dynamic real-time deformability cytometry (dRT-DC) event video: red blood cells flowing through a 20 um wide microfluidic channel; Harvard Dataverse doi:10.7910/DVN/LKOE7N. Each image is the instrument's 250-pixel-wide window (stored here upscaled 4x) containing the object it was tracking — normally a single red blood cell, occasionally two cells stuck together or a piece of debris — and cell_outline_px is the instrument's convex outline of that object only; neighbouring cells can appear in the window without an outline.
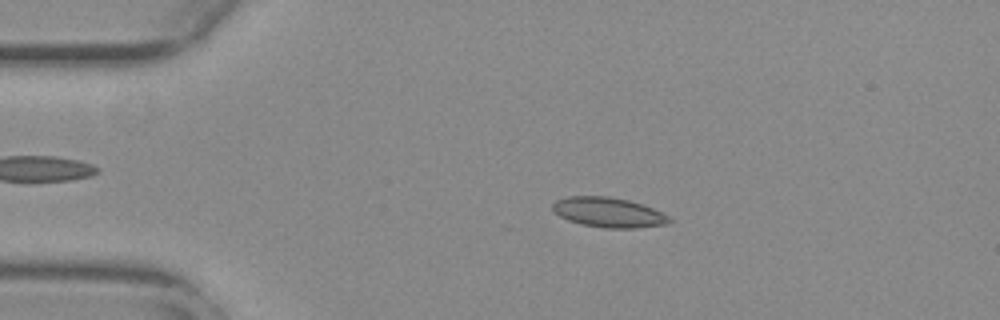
{"species": "common noctule bat (a hibernating species)", "species_latin": "Nyctalus noctula", "temperature_condition": "warm", "stored_images_in_passage": 54, "camera_frame_rate_fps": 3000, "um_per_image_px": 0.085, "animal": {"sex": "female", "body_mass_g": 29.2, "forearm_length_mm": 56.3}, "frame": {"image": 1, "passage_image": 11, "time_ms": 3.333, "image_size_px": [1000, 320], "cell_outline_px": [[672, 220], [668, 224], [636, 228], [604, 228], [580, 224], [568, 220], [560, 216], [552, 208], [552, 204], [556, 200], [568, 196], [608, 196], [628, 200], [652, 208], [668, 216]], "centroid_in_image_um": [51.71, 18.06], "position_along_channel_um": 33.3, "area_um2": 20.23}}
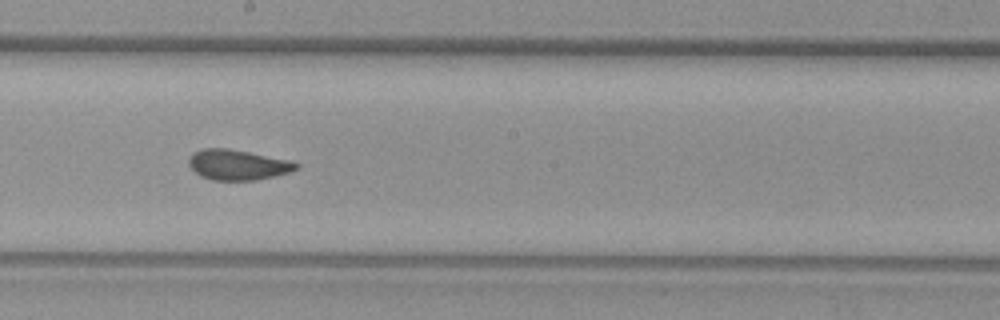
{"frame": {"image": 2, "passage_image": 30, "time_ms": 9.667, "image_size_px": [1000, 320], "cell_outline_px": [[300, 168], [276, 176], [256, 180], [212, 180], [200, 176], [188, 164], [188, 156], [192, 152], [204, 148], [228, 148], [292, 160], [300, 164]], "centroid_in_image_um": [20.22, 14.0], "position_along_channel_um": 228.0, "area_um2": 19.25}}
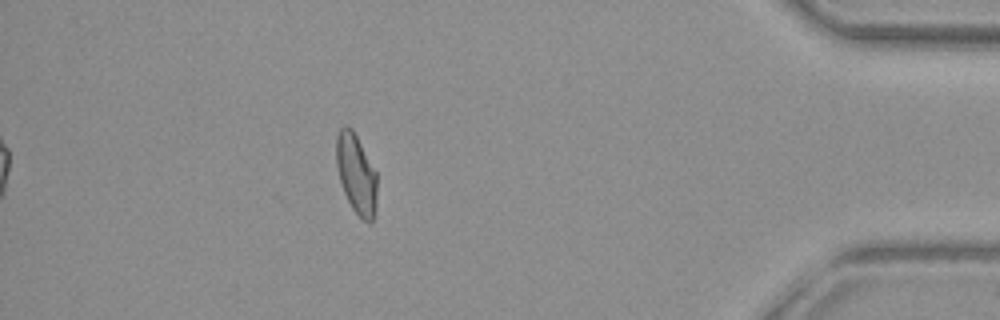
{"frame": {"image": 3, "passage_image": 48, "time_ms": 15.667, "image_size_px": [1000, 320], "cell_outline_px": [[376, 208], [372, 220], [364, 220], [352, 208], [344, 192], [336, 168], [336, 136], [340, 128], [344, 124], [348, 124], [352, 128], [376, 172]], "centroid_in_image_um": [30.25, 14.72], "position_along_channel_um": 404.9, "area_um2": 18.73}, "authors_computed_cell_mechanics": {"area_um2": 19.2474, "velocity_mm_per_s": 3.7875, "shape_relaxation_time_tau1_ms": null, "shape_relaxation_time_tau2_ms": 1.1712, "deformation_change_tau1": null, "deformation_change_tau2": 0.0664}}